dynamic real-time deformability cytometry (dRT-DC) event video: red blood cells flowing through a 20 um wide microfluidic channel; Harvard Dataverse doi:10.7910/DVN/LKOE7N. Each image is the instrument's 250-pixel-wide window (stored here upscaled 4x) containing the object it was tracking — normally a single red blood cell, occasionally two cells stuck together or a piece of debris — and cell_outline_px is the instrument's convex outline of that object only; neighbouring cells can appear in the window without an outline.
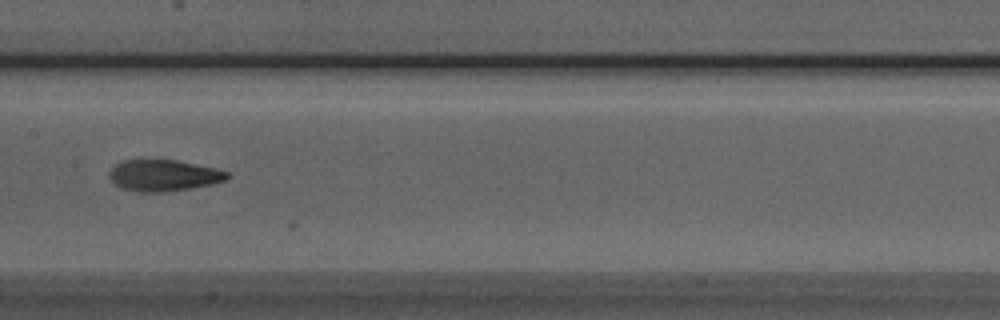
{"species": "Egyptian fruit bat (a non-hibernating species)", "species_latin": "Rousettus aegyptiacus", "temperature_condition": "room temperature", "stored_images_in_passage": 18, "camera_frame_rate_fps": 3000, "um_per_image_px": 0.085, "animal": {"sex": "male"}, "frame": {"image": 1, "passage_image": 11, "time_ms": 3.333, "image_size_px": [1000, 320], "cell_outline_px": [[228, 176], [224, 180], [212, 184], [164, 192], [140, 192], [124, 188], [116, 184], [108, 176], [108, 172], [116, 164], [124, 160], [140, 156], [144, 156], [176, 160], [216, 168], [228, 172]], "centroid_in_image_um": [13.84, 14.85], "position_along_channel_um": 193.6, "area_um2": 22.02}}
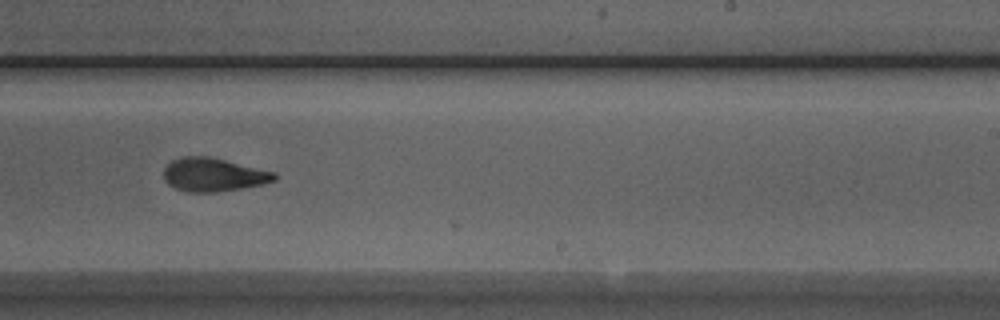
{"frame": {"image": 2, "passage_image": 17, "time_ms": 5.333, "image_size_px": [1000, 320], "cell_outline_px": [[276, 180], [264, 184], [216, 192], [188, 192], [176, 188], [168, 184], [164, 180], [164, 168], [172, 160], [180, 156], [208, 156], [276, 172]], "centroid_in_image_um": [18.13, 14.84], "position_along_channel_um": 270.9, "area_um2": 21.56}}